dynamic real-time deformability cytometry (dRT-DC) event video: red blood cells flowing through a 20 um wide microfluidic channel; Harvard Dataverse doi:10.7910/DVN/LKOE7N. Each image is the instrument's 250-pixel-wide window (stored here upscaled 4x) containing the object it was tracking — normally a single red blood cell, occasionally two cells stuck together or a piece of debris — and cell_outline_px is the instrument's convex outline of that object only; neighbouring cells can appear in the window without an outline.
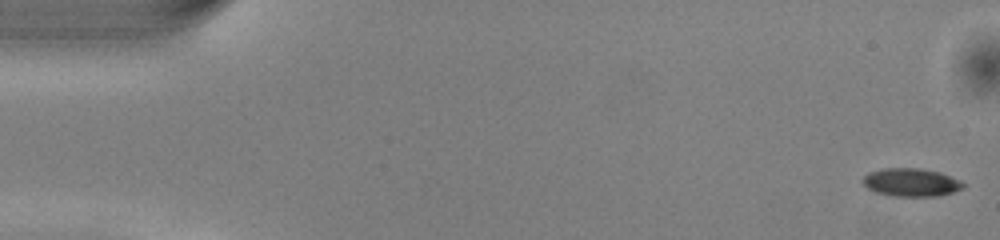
{"species": "common noctule bat (a hibernating species)", "species_latin": "Nyctalus noctula", "temperature_condition": "warm", "stored_images_in_passage": 50, "camera_frame_rate_fps": 3000, "um_per_image_px": 0.085, "animal": {"sex": "male", "body_mass_g": 13.0, "forearm_length_mm": 53.1}, "frame": {"image": 1, "passage_image": 1, "time_ms": 0.0, "image_size_px": [1000, 240], "cell_outline_px": [[964, 188], [952, 192], [936, 196], [892, 196], [876, 192], [868, 188], [860, 180], [868, 172], [880, 168], [920, 168], [940, 172], [960, 180], [964, 184]], "centroid_in_image_um": [77.41, 15.49], "position_along_channel_um": 7.6, "area_um2": 16.53}}
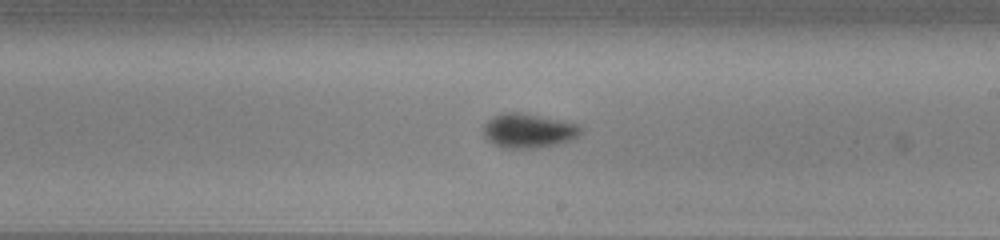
{"frame": {"image": 2, "passage_image": 29, "time_ms": 9.333, "image_size_px": [1000, 240], "cell_outline_px": [[584, 128], [572, 140], [540, 148], [500, 148], [492, 144], [484, 136], [484, 124], [488, 120], [504, 112], [520, 112], [576, 124]], "centroid_in_image_um": [44.88, 11.13], "position_along_channel_um": 244.1, "area_um2": 19.31}}
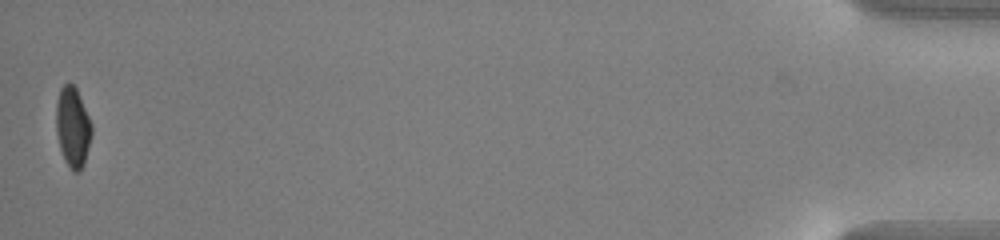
{"frame": {"image": 3, "passage_image": 50, "time_ms": 16.333, "image_size_px": [1000, 240], "cell_outline_px": [[92, 136], [84, 164], [80, 172], [72, 172], [64, 160], [60, 148], [56, 132], [56, 100], [60, 88], [68, 80], [76, 88], [92, 124]], "centroid_in_image_um": [6.18, 10.81], "position_along_channel_um": 429.0, "area_um2": 16.88}, "authors_computed_cell_mechanics": {"area_um2": 17.629, "velocity_mm_per_s": 4.0698, "shape_relaxation_time_tau1_ms": 2.0373, "shape_relaxation_time_tau2_ms": 8.9981, "deformation_change_tau1": 0.0936, "deformation_change_tau2": 0.0767}}